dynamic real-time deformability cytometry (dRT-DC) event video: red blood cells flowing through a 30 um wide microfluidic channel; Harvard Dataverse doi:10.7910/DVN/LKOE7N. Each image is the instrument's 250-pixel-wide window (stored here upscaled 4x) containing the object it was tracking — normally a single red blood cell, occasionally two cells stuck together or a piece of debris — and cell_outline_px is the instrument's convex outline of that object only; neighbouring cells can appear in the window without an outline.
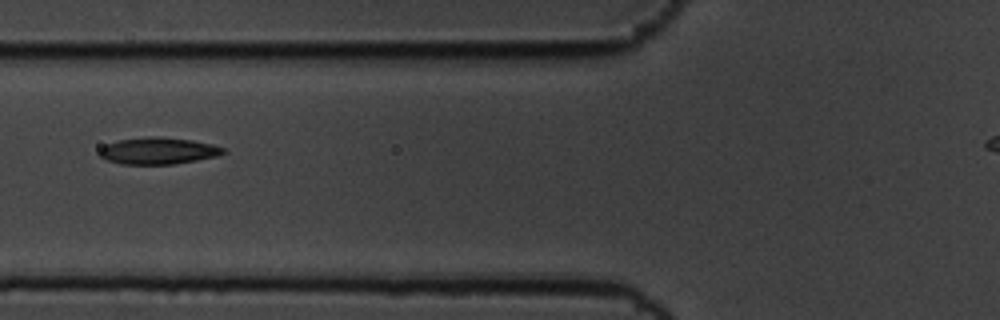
{"species": "common noctule bat (a hibernating species)", "species_latin": "Nyctalus noctula", "temperature_condition": "cold", "stored_images_in_passage": 4, "camera_frame_rate_fps": 3000, "um_per_image_px": 0.085, "animal": {"sex": "male", "body_mass_g": 19.5, "forearm_length_mm": 54.6}, "frame": {"image": 1, "passage_image": 3, "time_ms": 0.667, "image_size_px": [1000, 320], "cell_outline_px": [[228, 152], [216, 156], [196, 160], [172, 164], [120, 164], [108, 160], [100, 156], [100, 148], [108, 144], [120, 140], [148, 136], [156, 136], [192, 140], [212, 144], [224, 148]], "centroid_in_image_um": [13.47, 12.82], "position_along_channel_um": 112.3, "area_um2": 19.13}}
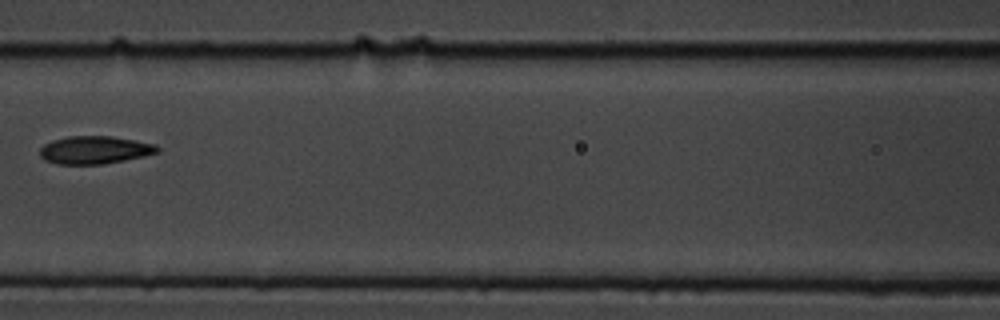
{"frame": {"image": 2, "passage_image": 4, "time_ms": 1.0, "image_size_px": [1000, 320], "cell_outline_px": [[160, 152], [144, 156], [104, 164], [56, 164], [44, 160], [40, 156], [40, 148], [44, 144], [52, 140], [68, 136], [112, 136], [156, 144], [160, 148]], "centroid_in_image_um": [8.05, 12.74], "position_along_channel_um": 158.5, "area_um2": 19.19}}